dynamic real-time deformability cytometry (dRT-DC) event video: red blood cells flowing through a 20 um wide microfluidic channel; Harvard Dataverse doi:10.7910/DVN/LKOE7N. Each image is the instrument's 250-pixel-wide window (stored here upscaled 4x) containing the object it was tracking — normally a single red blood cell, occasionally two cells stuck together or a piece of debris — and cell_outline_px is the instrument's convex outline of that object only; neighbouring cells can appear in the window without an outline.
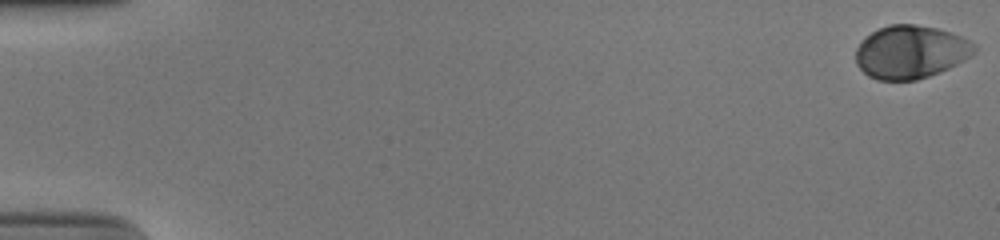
{"species": "human", "species_latin": "Homo sapiens", "temperature_condition": "cold", "stored_images_in_passage": 54, "camera_frame_rate_fps": 3000, "um_per_image_px": 0.085, "donor": {"sex": "male"}, "frame": {"image": 1, "passage_image": 1, "time_ms": 0.0, "image_size_px": [1000, 240], "cell_outline_px": [[976, 52], [964, 60], [940, 72], [916, 80], [876, 80], [868, 76], [856, 64], [856, 48], [860, 40], [864, 36], [888, 24], [916, 24], [936, 28], [960, 36], [968, 40], [976, 48]], "centroid_in_image_um": [77.36, 4.42], "position_along_channel_um": 7.6, "area_um2": 36.7}}
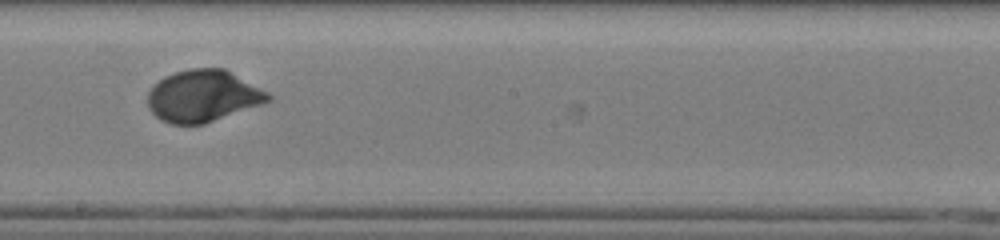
{"frame": {"image": 2, "passage_image": 32, "time_ms": 10.333, "image_size_px": [1000, 240], "cell_outline_px": [[272, 100], [204, 124], [168, 124], [160, 120], [148, 108], [148, 92], [152, 84], [164, 76], [176, 72], [192, 68], [224, 68], [268, 92], [272, 96]], "centroid_in_image_um": [17.22, 8.16], "position_along_channel_um": 231.0, "area_um2": 36.36}}
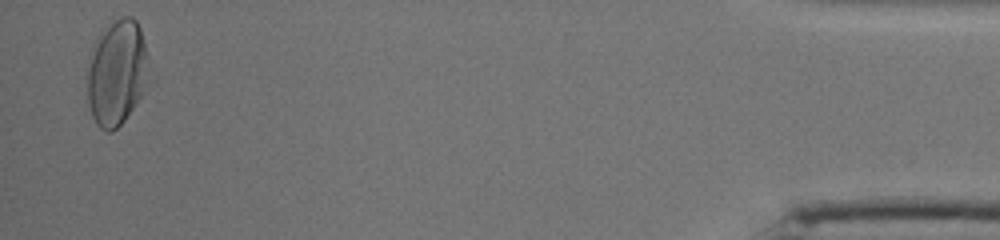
{"frame": {"image": 3, "passage_image": 53, "time_ms": 17.333, "image_size_px": [1000, 240], "cell_outline_px": [[148, 80], [140, 96], [124, 120], [112, 132], [108, 132], [100, 128], [96, 124], [92, 116], [88, 100], [84, 76], [88, 56], [96, 36], [116, 20], [124, 16], [132, 16], [136, 20], [140, 28], [144, 44], [148, 76]], "centroid_in_image_um": [9.85, 6.18], "position_along_channel_um": 425.4, "area_um2": 38.03}, "authors_computed_cell_mechanics": {"area_um2": 36.2406, "velocity_mm_per_s": 3.8744, "shape_relaxation_time_tau1_ms": 2.8002, "shape_relaxation_time_tau2_ms": null, "deformation_change_tau1": 0.1591, "deformation_change_tau2": null}}